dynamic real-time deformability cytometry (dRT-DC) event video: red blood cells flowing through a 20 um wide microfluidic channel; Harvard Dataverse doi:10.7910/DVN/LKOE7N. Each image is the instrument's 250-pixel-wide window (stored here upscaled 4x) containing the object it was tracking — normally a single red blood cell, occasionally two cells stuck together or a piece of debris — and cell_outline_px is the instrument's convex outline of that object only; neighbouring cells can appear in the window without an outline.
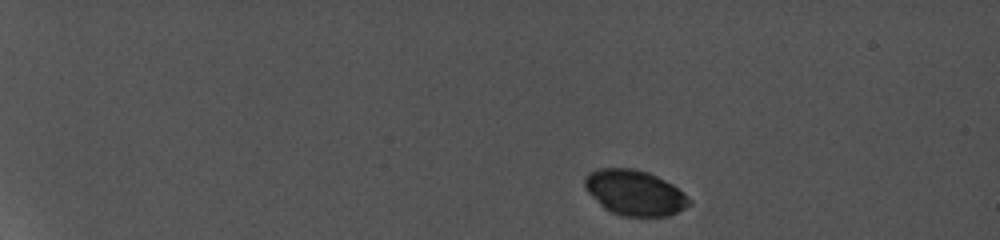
{"species": "common noctule bat (a hibernating species)", "species_latin": "Nyctalus noctula", "temperature_condition": "cold", "stored_images_in_passage": 6, "camera_frame_rate_fps": 5000, "um_per_image_px": 0.085, "animal": {"sex": "female", "body_mass_g": 19.0, "forearm_length_mm": 56.7}, "frame": {"image": 1, "passage_image": 1, "time_ms": 0.0, "image_size_px": [1000, 240], "cell_outline_px": [[692, 204], [668, 216], [624, 216], [612, 212], [604, 208], [584, 188], [584, 176], [588, 172], [596, 168], [636, 168], [648, 172], [672, 184], [684, 192], [692, 200]], "centroid_in_image_um": [53.94, 16.36], "position_along_channel_um": 31.1, "area_um2": 27.74}}
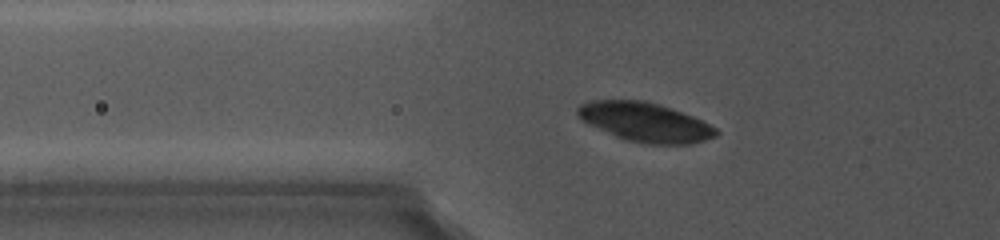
{"frame": {"image": 2, "passage_image": 6, "time_ms": 4.4, "image_size_px": [1000, 240], "cell_outline_px": [[720, 132], [716, 136], [704, 140], [688, 144], [648, 144], [624, 140], [588, 124], [576, 116], [576, 108], [580, 104], [588, 100], [644, 100], [660, 104], [672, 108], [692, 116], [716, 128]], "centroid_in_image_um": [54.79, 10.37], "position_along_channel_um": 71.0, "area_um2": 31.73}}